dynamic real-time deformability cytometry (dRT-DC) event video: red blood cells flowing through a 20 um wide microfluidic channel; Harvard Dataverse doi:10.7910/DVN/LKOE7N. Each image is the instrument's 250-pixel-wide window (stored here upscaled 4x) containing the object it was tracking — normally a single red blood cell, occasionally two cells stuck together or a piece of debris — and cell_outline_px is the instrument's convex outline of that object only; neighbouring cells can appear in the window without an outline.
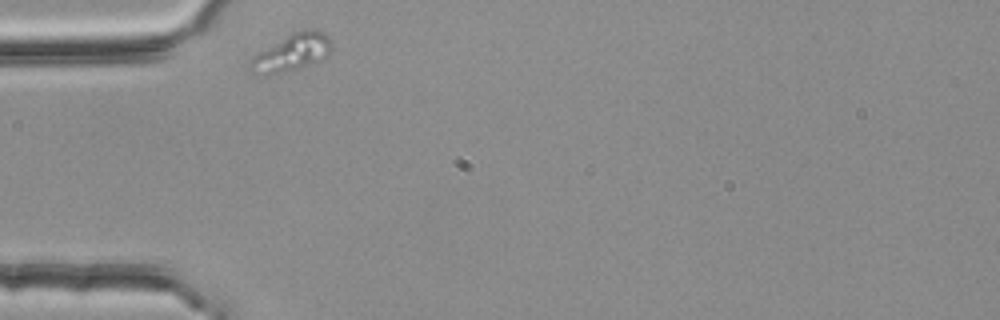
{"species": "common noctule bat (a hibernating species)", "species_latin": "Nyctalus noctula", "temperature_condition": "room temperature", "stored_images_in_passage": 14, "camera_frame_rate_fps": 3000, "um_per_image_px": 0.085, "animal": {"sex": "female", "body_mass_g": 25.1}, "frame": {"image": 1, "passage_image": 1, "time_ms": 0.0, "image_size_px": [1000, 320], "cell_outline_px": [[332, 48], [320, 60], [296, 68], [268, 76], [264, 76], [252, 72], [248, 68], [248, 64], [252, 56], [292, 32], [304, 28], [316, 28], [324, 32], [328, 36]], "centroid_in_image_um": [24.76, 4.44], "position_along_channel_um": 60.2, "area_um2": 17.57}}
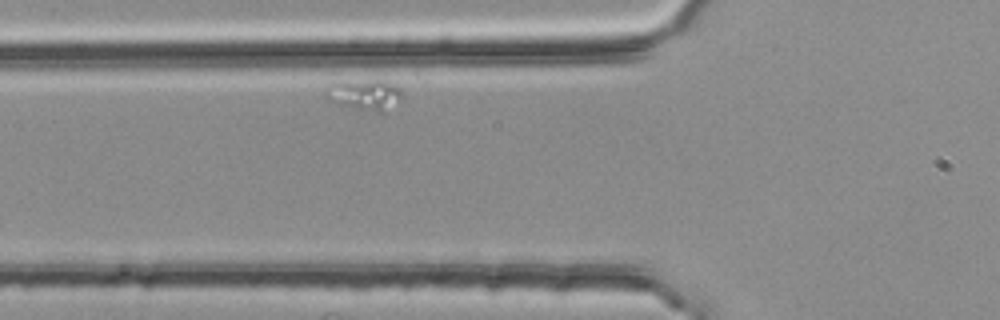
{"frame": {"image": 2, "passage_image": 5, "time_ms": 1.333, "image_size_px": [1000, 320], "cell_outline_px": [[404, 100], [384, 112], [376, 112], [336, 104], [328, 100], [324, 96], [324, 88], [332, 84], [376, 80], [384, 80], [396, 84], [400, 88], [404, 96]], "centroid_in_image_um": [31.07, 8.08], "position_along_channel_um": 94.7, "area_um2": 13.81}}